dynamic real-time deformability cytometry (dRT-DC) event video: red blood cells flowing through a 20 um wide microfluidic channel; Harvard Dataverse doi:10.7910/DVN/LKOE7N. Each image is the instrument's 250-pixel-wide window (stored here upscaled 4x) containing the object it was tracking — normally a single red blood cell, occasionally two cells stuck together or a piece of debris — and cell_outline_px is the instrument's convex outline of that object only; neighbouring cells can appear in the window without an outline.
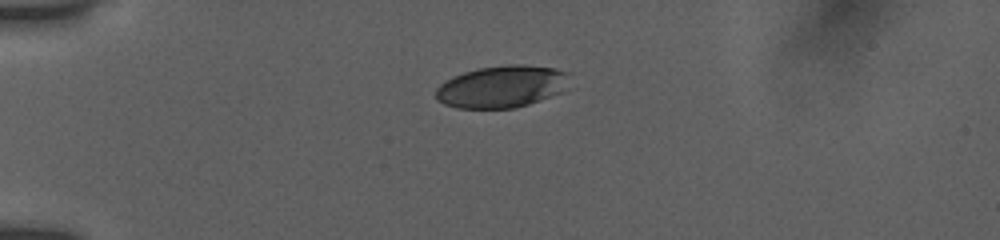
{"species": "human", "species_latin": "Homo sapiens", "temperature_condition": "room temperature", "stored_images_in_passage": 7, "camera_frame_rate_fps": 3000, "um_per_image_px": 0.085, "donor": {"sex": "female"}, "frame": {"image": 1, "passage_image": 1, "time_ms": 0.0, "image_size_px": [1000, 240], "cell_outline_px": [[568, 72], [564, 92], [516, 108], [456, 108], [444, 104], [436, 100], [436, 88], [440, 84], [464, 72], [480, 68], [508, 64], [524, 64], [556, 68]], "centroid_in_image_um": [42.66, 7.36], "position_along_channel_um": 42.3, "area_um2": 32.77}}
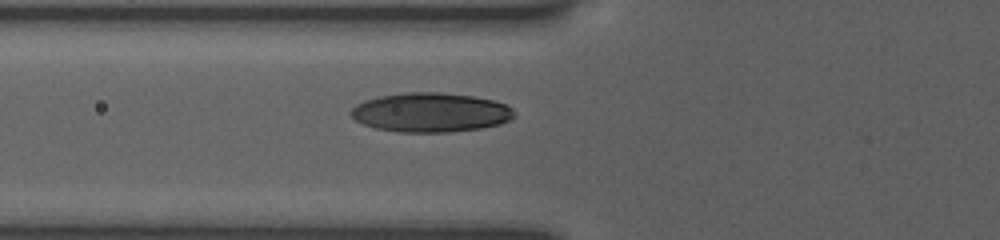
{"frame": {"image": 2, "passage_image": 4, "time_ms": 2.333, "image_size_px": [1000, 240], "cell_outline_px": [[516, 116], [500, 124], [480, 128], [448, 132], [400, 132], [376, 128], [364, 124], [356, 120], [348, 112], [356, 104], [364, 100], [380, 96], [404, 92], [440, 92], [472, 96], [492, 100], [504, 104], [512, 108], [516, 112]], "centroid_in_image_um": [36.59, 9.55], "position_along_channel_um": 89.2, "area_um2": 37.4}}
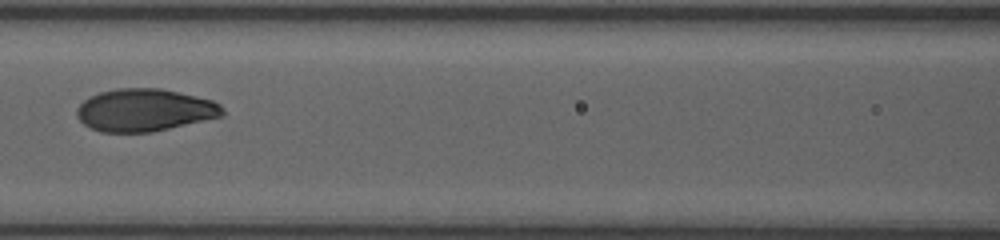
{"frame": {"image": 3, "passage_image": 6, "time_ms": 4.0, "image_size_px": [1000, 240], "cell_outline_px": [[224, 116], [152, 132], [100, 132], [84, 124], [76, 116], [76, 108], [88, 96], [100, 92], [116, 88], [160, 88], [212, 100], [220, 104], [224, 108]], "centroid_in_image_um": [12.28, 9.36], "position_along_channel_um": 154.3, "area_um2": 36.18}}